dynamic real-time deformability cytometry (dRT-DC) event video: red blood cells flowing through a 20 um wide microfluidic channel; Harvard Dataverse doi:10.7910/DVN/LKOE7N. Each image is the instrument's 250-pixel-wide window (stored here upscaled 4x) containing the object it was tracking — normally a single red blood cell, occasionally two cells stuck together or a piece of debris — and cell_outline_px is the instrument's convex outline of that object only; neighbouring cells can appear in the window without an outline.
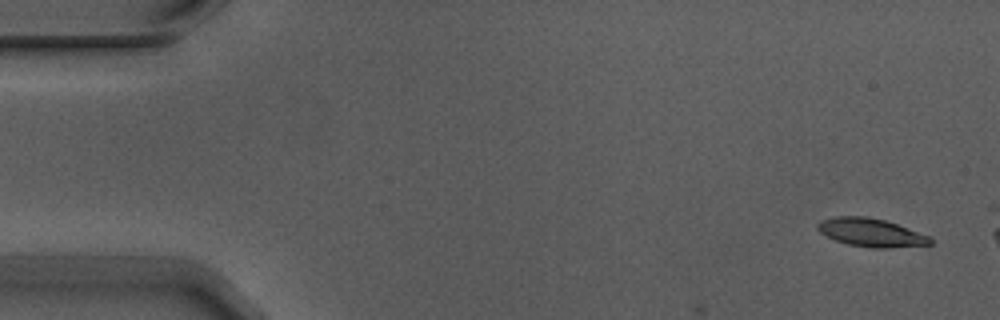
{"species": "Egyptian fruit bat (a non-hibernating species)", "species_latin": "Rousettus aegyptiacus", "temperature_condition": "warm", "stored_images_in_passage": 4, "camera_frame_rate_fps": 3000, "um_per_image_px": 0.085, "animal": {"sex": "male"}, "frame": {"image": 1, "passage_image": 1, "time_ms": 0.0, "image_size_px": [1000, 320], "cell_outline_px": [[932, 244], [888, 248], [872, 248], [848, 244], [836, 240], [820, 232], [816, 228], [816, 224], [820, 220], [836, 216], [868, 216], [884, 220], [932, 236]], "centroid_in_image_um": [74.04, 19.76], "position_along_channel_um": 11.0, "area_um2": 18.61}}
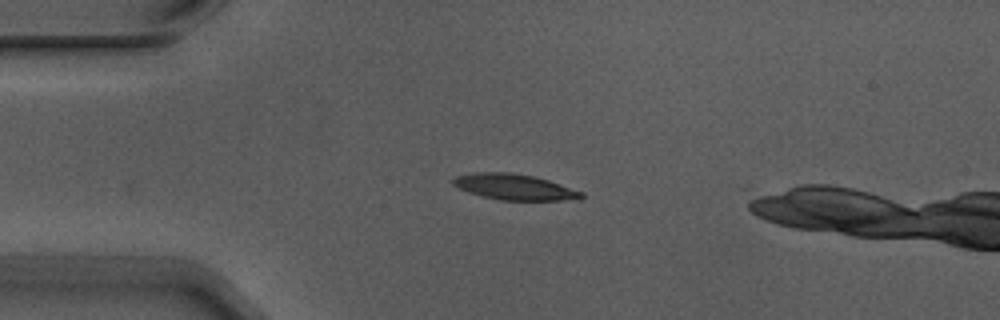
{"frame": {"image": 2, "passage_image": 4, "time_ms": 1.0, "image_size_px": [1000, 320], "cell_outline_px": [[584, 196], [580, 200], [500, 200], [468, 192], [452, 184], [452, 180], [456, 176], [472, 172], [508, 172], [532, 176], [548, 180], [584, 192]], "centroid_in_image_um": [43.75, 15.89], "position_along_channel_um": 41.3, "area_um2": 19.25}}